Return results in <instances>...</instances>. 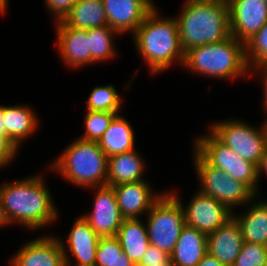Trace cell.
I'll return each mask as SVG.
<instances>
[{
  "instance_id": "obj_23",
  "label": "cell",
  "mask_w": 267,
  "mask_h": 266,
  "mask_svg": "<svg viewBox=\"0 0 267 266\" xmlns=\"http://www.w3.org/2000/svg\"><path fill=\"white\" fill-rule=\"evenodd\" d=\"M116 237L123 252L137 266L150 245L146 225L140 218L124 219Z\"/></svg>"
},
{
  "instance_id": "obj_20",
  "label": "cell",
  "mask_w": 267,
  "mask_h": 266,
  "mask_svg": "<svg viewBox=\"0 0 267 266\" xmlns=\"http://www.w3.org/2000/svg\"><path fill=\"white\" fill-rule=\"evenodd\" d=\"M36 113L28 106H3L5 135L17 149L20 143L31 136L38 126Z\"/></svg>"
},
{
  "instance_id": "obj_8",
  "label": "cell",
  "mask_w": 267,
  "mask_h": 266,
  "mask_svg": "<svg viewBox=\"0 0 267 266\" xmlns=\"http://www.w3.org/2000/svg\"><path fill=\"white\" fill-rule=\"evenodd\" d=\"M194 165L200 180L199 192L221 202L230 211L234 206L255 200V194L242 182L232 179L225 171L211 166L195 149Z\"/></svg>"
},
{
  "instance_id": "obj_7",
  "label": "cell",
  "mask_w": 267,
  "mask_h": 266,
  "mask_svg": "<svg viewBox=\"0 0 267 266\" xmlns=\"http://www.w3.org/2000/svg\"><path fill=\"white\" fill-rule=\"evenodd\" d=\"M209 133L194 141V149L211 166L225 171L232 179L244 183L256 195L259 181L258 166L241 158L211 131Z\"/></svg>"
},
{
  "instance_id": "obj_3",
  "label": "cell",
  "mask_w": 267,
  "mask_h": 266,
  "mask_svg": "<svg viewBox=\"0 0 267 266\" xmlns=\"http://www.w3.org/2000/svg\"><path fill=\"white\" fill-rule=\"evenodd\" d=\"M158 12L152 10L133 34L138 52L154 74L168 69L174 61L183 64L185 58L177 20L160 18Z\"/></svg>"
},
{
  "instance_id": "obj_29",
  "label": "cell",
  "mask_w": 267,
  "mask_h": 266,
  "mask_svg": "<svg viewBox=\"0 0 267 266\" xmlns=\"http://www.w3.org/2000/svg\"><path fill=\"white\" fill-rule=\"evenodd\" d=\"M116 114L118 113L87 111L84 118L85 133L80 138L98 142Z\"/></svg>"
},
{
  "instance_id": "obj_28",
  "label": "cell",
  "mask_w": 267,
  "mask_h": 266,
  "mask_svg": "<svg viewBox=\"0 0 267 266\" xmlns=\"http://www.w3.org/2000/svg\"><path fill=\"white\" fill-rule=\"evenodd\" d=\"M245 58L250 70L267 61V22L245 43Z\"/></svg>"
},
{
  "instance_id": "obj_43",
  "label": "cell",
  "mask_w": 267,
  "mask_h": 266,
  "mask_svg": "<svg viewBox=\"0 0 267 266\" xmlns=\"http://www.w3.org/2000/svg\"><path fill=\"white\" fill-rule=\"evenodd\" d=\"M144 1L152 10H157L152 0H142Z\"/></svg>"
},
{
  "instance_id": "obj_17",
  "label": "cell",
  "mask_w": 267,
  "mask_h": 266,
  "mask_svg": "<svg viewBox=\"0 0 267 266\" xmlns=\"http://www.w3.org/2000/svg\"><path fill=\"white\" fill-rule=\"evenodd\" d=\"M57 48L64 63L73 68L91 64V51L87 29L67 27L62 21L57 22Z\"/></svg>"
},
{
  "instance_id": "obj_21",
  "label": "cell",
  "mask_w": 267,
  "mask_h": 266,
  "mask_svg": "<svg viewBox=\"0 0 267 266\" xmlns=\"http://www.w3.org/2000/svg\"><path fill=\"white\" fill-rule=\"evenodd\" d=\"M144 169L145 164L135 149L111 156L108 158L107 185L112 187L144 180Z\"/></svg>"
},
{
  "instance_id": "obj_25",
  "label": "cell",
  "mask_w": 267,
  "mask_h": 266,
  "mask_svg": "<svg viewBox=\"0 0 267 266\" xmlns=\"http://www.w3.org/2000/svg\"><path fill=\"white\" fill-rule=\"evenodd\" d=\"M250 204V208L243 215L233 213V217L240 224L243 242L267 246V201Z\"/></svg>"
},
{
  "instance_id": "obj_15",
  "label": "cell",
  "mask_w": 267,
  "mask_h": 266,
  "mask_svg": "<svg viewBox=\"0 0 267 266\" xmlns=\"http://www.w3.org/2000/svg\"><path fill=\"white\" fill-rule=\"evenodd\" d=\"M149 186L145 180L112 186L124 219L140 218L162 197L163 193L155 195Z\"/></svg>"
},
{
  "instance_id": "obj_31",
  "label": "cell",
  "mask_w": 267,
  "mask_h": 266,
  "mask_svg": "<svg viewBox=\"0 0 267 266\" xmlns=\"http://www.w3.org/2000/svg\"><path fill=\"white\" fill-rule=\"evenodd\" d=\"M267 246L243 242L240 253L232 266H266Z\"/></svg>"
},
{
  "instance_id": "obj_30",
  "label": "cell",
  "mask_w": 267,
  "mask_h": 266,
  "mask_svg": "<svg viewBox=\"0 0 267 266\" xmlns=\"http://www.w3.org/2000/svg\"><path fill=\"white\" fill-rule=\"evenodd\" d=\"M117 258H128L116 236L101 237L96 252L95 266H109Z\"/></svg>"
},
{
  "instance_id": "obj_41",
  "label": "cell",
  "mask_w": 267,
  "mask_h": 266,
  "mask_svg": "<svg viewBox=\"0 0 267 266\" xmlns=\"http://www.w3.org/2000/svg\"><path fill=\"white\" fill-rule=\"evenodd\" d=\"M8 0H0V14L5 13V10L7 9Z\"/></svg>"
},
{
  "instance_id": "obj_14",
  "label": "cell",
  "mask_w": 267,
  "mask_h": 266,
  "mask_svg": "<svg viewBox=\"0 0 267 266\" xmlns=\"http://www.w3.org/2000/svg\"><path fill=\"white\" fill-rule=\"evenodd\" d=\"M100 238L82 216L78 217L68 235V246L59 239L65 255L66 266H71V261L67 254L68 248L66 247H69L68 250L76 258L75 266H95L97 246Z\"/></svg>"
},
{
  "instance_id": "obj_39",
  "label": "cell",
  "mask_w": 267,
  "mask_h": 266,
  "mask_svg": "<svg viewBox=\"0 0 267 266\" xmlns=\"http://www.w3.org/2000/svg\"><path fill=\"white\" fill-rule=\"evenodd\" d=\"M265 173L267 176V149L265 151V155L263 156L259 166H258V177H261L262 173Z\"/></svg>"
},
{
  "instance_id": "obj_40",
  "label": "cell",
  "mask_w": 267,
  "mask_h": 266,
  "mask_svg": "<svg viewBox=\"0 0 267 266\" xmlns=\"http://www.w3.org/2000/svg\"><path fill=\"white\" fill-rule=\"evenodd\" d=\"M0 134L5 135L4 118H3V105H0Z\"/></svg>"
},
{
  "instance_id": "obj_4",
  "label": "cell",
  "mask_w": 267,
  "mask_h": 266,
  "mask_svg": "<svg viewBox=\"0 0 267 266\" xmlns=\"http://www.w3.org/2000/svg\"><path fill=\"white\" fill-rule=\"evenodd\" d=\"M183 64L193 72L217 79L232 80L251 72L245 58V44L232 35L219 43L186 51Z\"/></svg>"
},
{
  "instance_id": "obj_11",
  "label": "cell",
  "mask_w": 267,
  "mask_h": 266,
  "mask_svg": "<svg viewBox=\"0 0 267 266\" xmlns=\"http://www.w3.org/2000/svg\"><path fill=\"white\" fill-rule=\"evenodd\" d=\"M230 33L244 44L267 22L265 0H227Z\"/></svg>"
},
{
  "instance_id": "obj_45",
  "label": "cell",
  "mask_w": 267,
  "mask_h": 266,
  "mask_svg": "<svg viewBox=\"0 0 267 266\" xmlns=\"http://www.w3.org/2000/svg\"><path fill=\"white\" fill-rule=\"evenodd\" d=\"M201 1H223V0H201Z\"/></svg>"
},
{
  "instance_id": "obj_6",
  "label": "cell",
  "mask_w": 267,
  "mask_h": 266,
  "mask_svg": "<svg viewBox=\"0 0 267 266\" xmlns=\"http://www.w3.org/2000/svg\"><path fill=\"white\" fill-rule=\"evenodd\" d=\"M147 214L146 228L150 244L170 256L185 226L182 202L174 192H166Z\"/></svg>"
},
{
  "instance_id": "obj_33",
  "label": "cell",
  "mask_w": 267,
  "mask_h": 266,
  "mask_svg": "<svg viewBox=\"0 0 267 266\" xmlns=\"http://www.w3.org/2000/svg\"><path fill=\"white\" fill-rule=\"evenodd\" d=\"M170 256L156 246L149 245L137 266H152L165 262Z\"/></svg>"
},
{
  "instance_id": "obj_9",
  "label": "cell",
  "mask_w": 267,
  "mask_h": 266,
  "mask_svg": "<svg viewBox=\"0 0 267 266\" xmlns=\"http://www.w3.org/2000/svg\"><path fill=\"white\" fill-rule=\"evenodd\" d=\"M210 131L241 158L259 166L267 149L266 124L255 129L249 123L230 119L211 124Z\"/></svg>"
},
{
  "instance_id": "obj_35",
  "label": "cell",
  "mask_w": 267,
  "mask_h": 266,
  "mask_svg": "<svg viewBox=\"0 0 267 266\" xmlns=\"http://www.w3.org/2000/svg\"><path fill=\"white\" fill-rule=\"evenodd\" d=\"M196 266H224V265L221 262H219L214 256H212L207 252Z\"/></svg>"
},
{
  "instance_id": "obj_38",
  "label": "cell",
  "mask_w": 267,
  "mask_h": 266,
  "mask_svg": "<svg viewBox=\"0 0 267 266\" xmlns=\"http://www.w3.org/2000/svg\"><path fill=\"white\" fill-rule=\"evenodd\" d=\"M11 222L9 221L7 215H6V212H5V209L3 207V204H2V201H1V198H0V227L1 226H8ZM8 224V225H7Z\"/></svg>"
},
{
  "instance_id": "obj_26",
  "label": "cell",
  "mask_w": 267,
  "mask_h": 266,
  "mask_svg": "<svg viewBox=\"0 0 267 266\" xmlns=\"http://www.w3.org/2000/svg\"><path fill=\"white\" fill-rule=\"evenodd\" d=\"M119 34L109 26L87 29L91 51V64L106 61L116 54L113 36Z\"/></svg>"
},
{
  "instance_id": "obj_37",
  "label": "cell",
  "mask_w": 267,
  "mask_h": 266,
  "mask_svg": "<svg viewBox=\"0 0 267 266\" xmlns=\"http://www.w3.org/2000/svg\"><path fill=\"white\" fill-rule=\"evenodd\" d=\"M109 266H136L129 258H117Z\"/></svg>"
},
{
  "instance_id": "obj_24",
  "label": "cell",
  "mask_w": 267,
  "mask_h": 266,
  "mask_svg": "<svg viewBox=\"0 0 267 266\" xmlns=\"http://www.w3.org/2000/svg\"><path fill=\"white\" fill-rule=\"evenodd\" d=\"M62 22L67 27L82 30L108 26L102 0H77Z\"/></svg>"
},
{
  "instance_id": "obj_18",
  "label": "cell",
  "mask_w": 267,
  "mask_h": 266,
  "mask_svg": "<svg viewBox=\"0 0 267 266\" xmlns=\"http://www.w3.org/2000/svg\"><path fill=\"white\" fill-rule=\"evenodd\" d=\"M243 244L242 230L232 217L215 232L207 235V252L224 266H232Z\"/></svg>"
},
{
  "instance_id": "obj_5",
  "label": "cell",
  "mask_w": 267,
  "mask_h": 266,
  "mask_svg": "<svg viewBox=\"0 0 267 266\" xmlns=\"http://www.w3.org/2000/svg\"><path fill=\"white\" fill-rule=\"evenodd\" d=\"M63 151L51 169L80 187L96 189L107 185L108 157L98 142L78 138Z\"/></svg>"
},
{
  "instance_id": "obj_1",
  "label": "cell",
  "mask_w": 267,
  "mask_h": 266,
  "mask_svg": "<svg viewBox=\"0 0 267 266\" xmlns=\"http://www.w3.org/2000/svg\"><path fill=\"white\" fill-rule=\"evenodd\" d=\"M42 178L30 176L0 186V198L11 224L18 222L35 230L57 219V209Z\"/></svg>"
},
{
  "instance_id": "obj_12",
  "label": "cell",
  "mask_w": 267,
  "mask_h": 266,
  "mask_svg": "<svg viewBox=\"0 0 267 266\" xmlns=\"http://www.w3.org/2000/svg\"><path fill=\"white\" fill-rule=\"evenodd\" d=\"M94 207L91 213L82 217L100 237L116 236L124 218L121 215L113 187H96Z\"/></svg>"
},
{
  "instance_id": "obj_42",
  "label": "cell",
  "mask_w": 267,
  "mask_h": 266,
  "mask_svg": "<svg viewBox=\"0 0 267 266\" xmlns=\"http://www.w3.org/2000/svg\"><path fill=\"white\" fill-rule=\"evenodd\" d=\"M152 266H175L173 261L170 259V257L163 263L161 264H155V265H152Z\"/></svg>"
},
{
  "instance_id": "obj_27",
  "label": "cell",
  "mask_w": 267,
  "mask_h": 266,
  "mask_svg": "<svg viewBox=\"0 0 267 266\" xmlns=\"http://www.w3.org/2000/svg\"><path fill=\"white\" fill-rule=\"evenodd\" d=\"M122 100L113 85L96 86L87 100V111L118 113Z\"/></svg>"
},
{
  "instance_id": "obj_32",
  "label": "cell",
  "mask_w": 267,
  "mask_h": 266,
  "mask_svg": "<svg viewBox=\"0 0 267 266\" xmlns=\"http://www.w3.org/2000/svg\"><path fill=\"white\" fill-rule=\"evenodd\" d=\"M48 11L53 13L56 17V23L63 21L70 13V10L77 2V0H44Z\"/></svg>"
},
{
  "instance_id": "obj_44",
  "label": "cell",
  "mask_w": 267,
  "mask_h": 266,
  "mask_svg": "<svg viewBox=\"0 0 267 266\" xmlns=\"http://www.w3.org/2000/svg\"><path fill=\"white\" fill-rule=\"evenodd\" d=\"M262 67L267 71V61L262 65Z\"/></svg>"
},
{
  "instance_id": "obj_2",
  "label": "cell",
  "mask_w": 267,
  "mask_h": 266,
  "mask_svg": "<svg viewBox=\"0 0 267 266\" xmlns=\"http://www.w3.org/2000/svg\"><path fill=\"white\" fill-rule=\"evenodd\" d=\"M175 19L184 52L219 43L231 36L227 0H186L181 14Z\"/></svg>"
},
{
  "instance_id": "obj_36",
  "label": "cell",
  "mask_w": 267,
  "mask_h": 266,
  "mask_svg": "<svg viewBox=\"0 0 267 266\" xmlns=\"http://www.w3.org/2000/svg\"><path fill=\"white\" fill-rule=\"evenodd\" d=\"M255 70L257 71L258 70V72H259V70H260V74H261V72H262V74H261V76H262V79H263V90H264V102H263V105H264V111H266V114H267V71L261 66V67H257V69L255 68ZM265 120H267L266 118H265Z\"/></svg>"
},
{
  "instance_id": "obj_22",
  "label": "cell",
  "mask_w": 267,
  "mask_h": 266,
  "mask_svg": "<svg viewBox=\"0 0 267 266\" xmlns=\"http://www.w3.org/2000/svg\"><path fill=\"white\" fill-rule=\"evenodd\" d=\"M134 141V129L124 117L116 114L99 139L98 145L109 158L134 150Z\"/></svg>"
},
{
  "instance_id": "obj_16",
  "label": "cell",
  "mask_w": 267,
  "mask_h": 266,
  "mask_svg": "<svg viewBox=\"0 0 267 266\" xmlns=\"http://www.w3.org/2000/svg\"><path fill=\"white\" fill-rule=\"evenodd\" d=\"M108 26L119 34H134L152 9L142 0H102Z\"/></svg>"
},
{
  "instance_id": "obj_19",
  "label": "cell",
  "mask_w": 267,
  "mask_h": 266,
  "mask_svg": "<svg viewBox=\"0 0 267 266\" xmlns=\"http://www.w3.org/2000/svg\"><path fill=\"white\" fill-rule=\"evenodd\" d=\"M207 253V235L185 225L170 259L175 266H196Z\"/></svg>"
},
{
  "instance_id": "obj_13",
  "label": "cell",
  "mask_w": 267,
  "mask_h": 266,
  "mask_svg": "<svg viewBox=\"0 0 267 266\" xmlns=\"http://www.w3.org/2000/svg\"><path fill=\"white\" fill-rule=\"evenodd\" d=\"M24 245L11 259L12 266H66L59 238L45 236Z\"/></svg>"
},
{
  "instance_id": "obj_34",
  "label": "cell",
  "mask_w": 267,
  "mask_h": 266,
  "mask_svg": "<svg viewBox=\"0 0 267 266\" xmlns=\"http://www.w3.org/2000/svg\"><path fill=\"white\" fill-rule=\"evenodd\" d=\"M17 150L6 135L0 134V168L13 161L18 152Z\"/></svg>"
},
{
  "instance_id": "obj_10",
  "label": "cell",
  "mask_w": 267,
  "mask_h": 266,
  "mask_svg": "<svg viewBox=\"0 0 267 266\" xmlns=\"http://www.w3.org/2000/svg\"><path fill=\"white\" fill-rule=\"evenodd\" d=\"M185 225L196 228L206 235L215 232L233 217L221 202L198 191L187 206H183Z\"/></svg>"
}]
</instances>
